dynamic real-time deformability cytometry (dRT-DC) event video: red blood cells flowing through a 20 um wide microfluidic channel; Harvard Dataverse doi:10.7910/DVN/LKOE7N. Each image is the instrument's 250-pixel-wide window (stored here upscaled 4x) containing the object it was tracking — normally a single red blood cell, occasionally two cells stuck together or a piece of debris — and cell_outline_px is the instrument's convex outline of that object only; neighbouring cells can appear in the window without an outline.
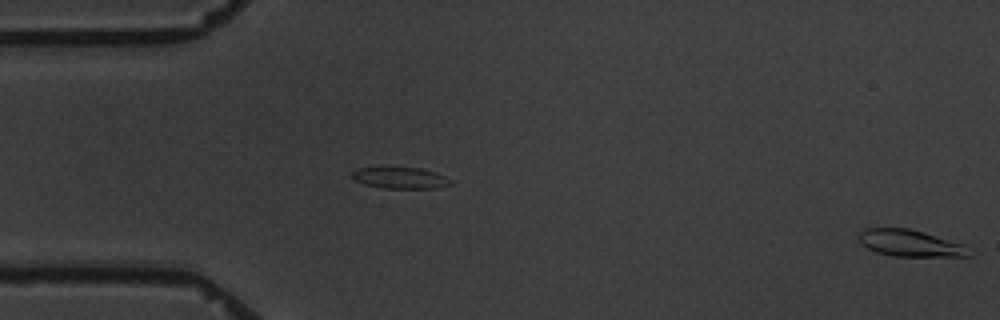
{"species": "common noctule bat (a hibernating species)", "species_latin": "Nyctalus noctula", "temperature_condition": "warm", "stored_images_in_passage": 3, "segment_of_instrument_passage": [2, 2], "camera_frame_rate_fps": 3000, "um_per_image_px": 0.085, "animal": {"sex": "male", "body_mass_g": 19.5, "forearm_length_mm": 54.6}, "frame": {"image": 1, "passage_image": 3, "time_ms": 2.333, "image_size_px": [1000, 320], "cell_outline_px": [[968, 256], [892, 256], [876, 252], [868, 248], [856, 236], [864, 228], [908, 228], [924, 232], [964, 244]], "centroid_in_image_um": [77.29, 20.66], "position_along_channel_um": 7.7, "area_um2": 16.88}}